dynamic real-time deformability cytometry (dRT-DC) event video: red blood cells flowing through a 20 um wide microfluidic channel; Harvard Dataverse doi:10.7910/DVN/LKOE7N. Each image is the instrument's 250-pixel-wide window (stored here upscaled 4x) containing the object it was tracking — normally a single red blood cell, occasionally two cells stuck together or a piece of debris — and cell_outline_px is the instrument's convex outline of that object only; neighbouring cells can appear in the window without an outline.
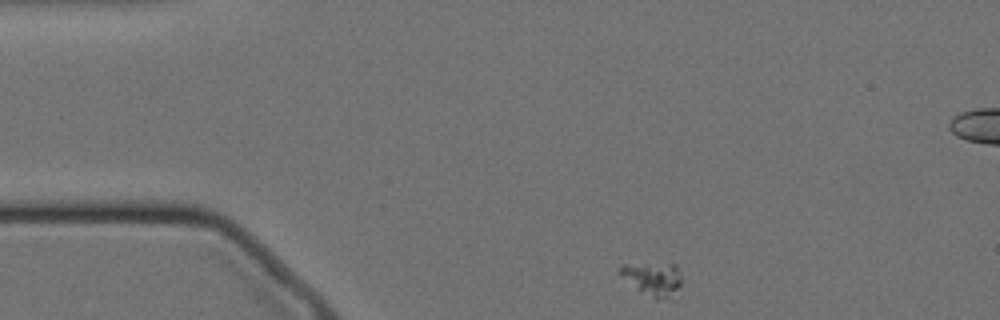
{"species": "Egyptian fruit bat (a non-hibernating species)", "species_latin": "Rousettus aegyptiacus", "temperature_condition": "cold", "stored_images_in_passage": 54, "camera_frame_rate_fps": 3000, "um_per_image_px": 0.085, "animal": {"sex": "female"}, "frame": {"image": 1, "passage_image": 1, "time_ms": 0.0, "image_size_px": [1000, 320], "cell_outline_px": [[680, 284], [676, 300], [656, 300], [640, 292], [616, 272], [624, 264], [676, 264], [680, 276]], "centroid_in_image_um": [55.52, 23.77], "position_along_channel_um": 29.5, "area_um2": 12.43}}
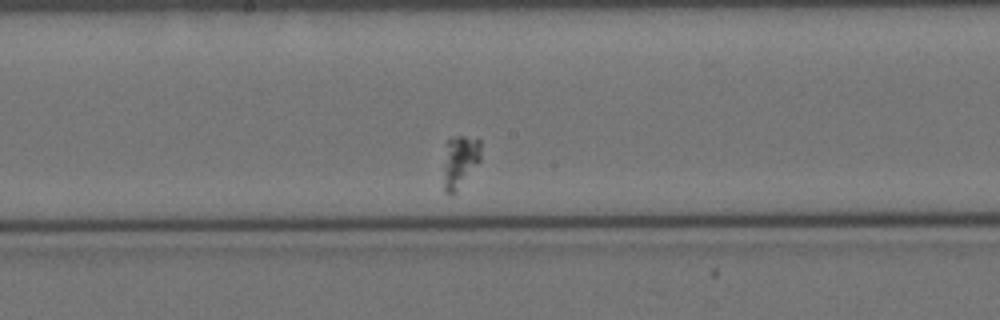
{"frame": {"image": 2, "passage_image": 23, "time_ms": 7.333, "image_size_px": [1000, 320], "cell_outline_px": [[480, 160], [456, 192], [452, 196], [444, 192], [444, 168], [448, 140], [452, 136], [464, 136], [480, 140]], "centroid_in_image_um": [39.09, 13.74], "position_along_channel_um": 209.1, "area_um2": 11.16}}
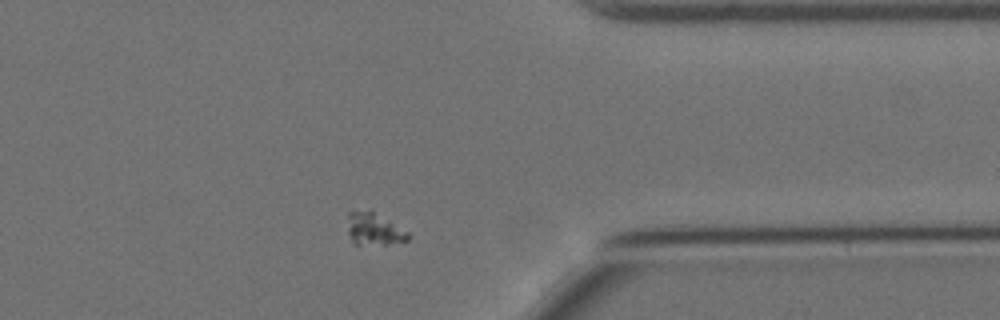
{"frame": {"image": 3, "passage_image": 40, "time_ms": 13.0, "image_size_px": [1000, 320], "cell_outline_px": [[412, 236], [408, 240], [384, 244], [352, 244], [348, 232], [348, 212], [368, 208], [408, 232]], "centroid_in_image_um": [31.76, 19.45], "position_along_channel_um": 379.6, "area_um2": 11.44}}